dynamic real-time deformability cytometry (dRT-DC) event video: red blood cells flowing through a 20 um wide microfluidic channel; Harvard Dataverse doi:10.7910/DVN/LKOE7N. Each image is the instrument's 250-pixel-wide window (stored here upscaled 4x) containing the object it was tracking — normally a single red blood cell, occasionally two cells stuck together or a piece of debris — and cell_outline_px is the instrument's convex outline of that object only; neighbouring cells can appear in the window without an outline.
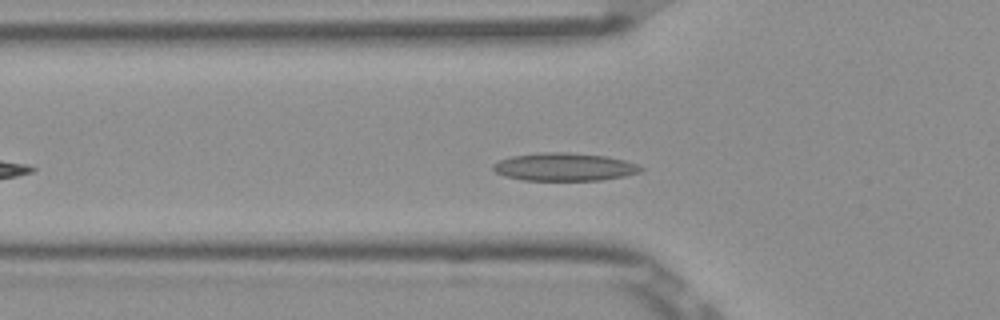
{"species": "Egyptian fruit bat (a non-hibernating species)", "species_latin": "Rousettus aegyptiacus", "temperature_condition": "room temperature", "stored_images_in_passage": 41, "camera_frame_rate_fps": 3000, "um_per_image_px": 0.085, "frame": {"image": 1, "passage_image": 9, "time_ms": 2.667, "image_size_px": [1000, 320], "cell_outline_px": [[644, 168], [640, 172], [624, 176], [600, 180], [524, 180], [504, 176], [496, 172], [492, 168], [492, 164], [500, 160], [512, 156], [544, 152], [568, 152], [608, 156], [624, 160], [636, 164]], "centroid_in_image_um": [47.97, 14.18], "position_along_channel_um": 77.8, "area_um2": 23.99}}
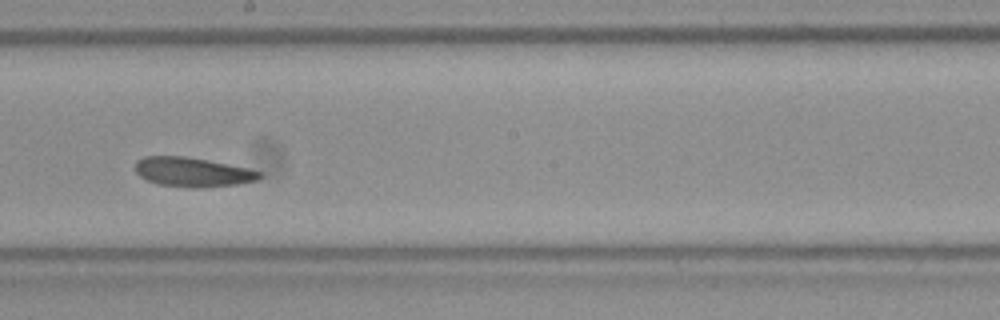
{"frame": {"image": 2, "passage_image": 21, "time_ms": 6.667, "image_size_px": [1000, 320], "cell_outline_px": [[264, 176], [256, 180], [236, 184], [200, 188], [192, 188], [156, 184], [140, 176], [136, 172], [136, 160], [144, 156], [184, 156], [208, 160], [248, 168], [264, 172]], "centroid_in_image_um": [16.39, 14.62], "position_along_channel_um": 231.8, "area_um2": 21.39}}
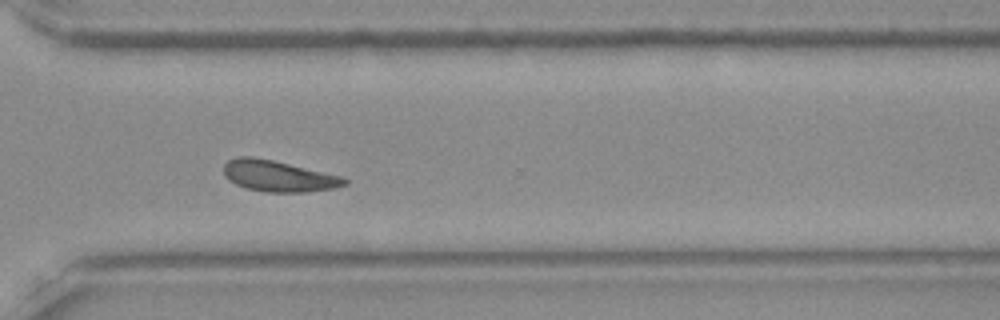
{"frame": {"image": 3, "passage_image": 30, "time_ms": 9.667, "image_size_px": [1000, 320], "cell_outline_px": [[348, 184], [336, 188], [304, 192], [264, 192], [244, 188], [228, 180], [224, 176], [224, 164], [228, 160], [236, 156], [252, 156], [272, 160], [340, 176], [348, 180]], "centroid_in_image_um": [23.61, 14.97], "position_along_channel_um": 347.0, "area_um2": 21.91}, "authors_computed_cell_mechanics": {"area_um2": 21.1548, "velocity_mm_per_s": 3.841, "shape_relaxation_time_tau1_ms": 9.2844, "shape_relaxation_time_tau2_ms": 7.5568, "deformation_change_tau1": 0.164, "deformation_change_tau2": 0.1675}}